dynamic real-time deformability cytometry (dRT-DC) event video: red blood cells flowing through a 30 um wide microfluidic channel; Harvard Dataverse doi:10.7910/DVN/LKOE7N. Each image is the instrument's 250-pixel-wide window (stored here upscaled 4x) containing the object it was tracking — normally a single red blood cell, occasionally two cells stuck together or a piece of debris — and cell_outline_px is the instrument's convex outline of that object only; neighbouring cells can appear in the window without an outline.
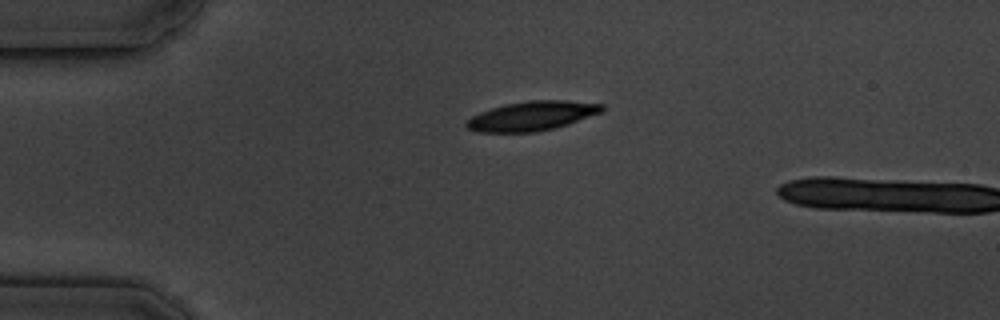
{"species": "common noctule bat (a hibernating species)", "species_latin": "Nyctalus noctula", "temperature_condition": "cold", "stored_images_in_passage": 2, "camera_frame_rate_fps": 3000, "um_per_image_px": 0.085, "animal": {"sex": "male", "body_mass_g": 19.5, "forearm_length_mm": 54.6}, "frame": {"image": 1, "passage_image": 1, "time_ms": 0.0, "image_size_px": [1000, 320], "cell_outline_px": [[604, 112], [556, 128], [536, 132], [476, 132], [468, 128], [464, 124], [472, 116], [480, 112], [504, 104], [528, 100], [568, 100], [604, 104]], "centroid_in_image_um": [45.26, 9.85], "position_along_channel_um": 39.7, "area_um2": 23.41}}